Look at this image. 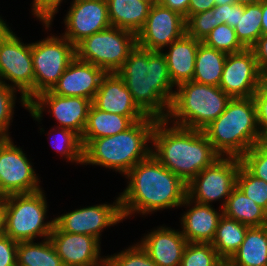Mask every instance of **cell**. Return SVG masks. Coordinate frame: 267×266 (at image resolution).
Returning a JSON list of instances; mask_svg holds the SVG:
<instances>
[{
  "mask_svg": "<svg viewBox=\"0 0 267 266\" xmlns=\"http://www.w3.org/2000/svg\"><path fill=\"white\" fill-rule=\"evenodd\" d=\"M124 177L128 179L126 188L118 193L124 221L137 214L179 208L187 197V184L152 155Z\"/></svg>",
  "mask_w": 267,
  "mask_h": 266,
  "instance_id": "cell-1",
  "label": "cell"
},
{
  "mask_svg": "<svg viewBox=\"0 0 267 266\" xmlns=\"http://www.w3.org/2000/svg\"><path fill=\"white\" fill-rule=\"evenodd\" d=\"M117 74L124 80L135 103L148 116L167 117L176 86L172 83L162 52L136 45Z\"/></svg>",
  "mask_w": 267,
  "mask_h": 266,
  "instance_id": "cell-2",
  "label": "cell"
},
{
  "mask_svg": "<svg viewBox=\"0 0 267 266\" xmlns=\"http://www.w3.org/2000/svg\"><path fill=\"white\" fill-rule=\"evenodd\" d=\"M151 155L188 184L221 156L203 131L158 119L152 132Z\"/></svg>",
  "mask_w": 267,
  "mask_h": 266,
  "instance_id": "cell-3",
  "label": "cell"
},
{
  "mask_svg": "<svg viewBox=\"0 0 267 266\" xmlns=\"http://www.w3.org/2000/svg\"><path fill=\"white\" fill-rule=\"evenodd\" d=\"M157 120L148 116L118 134L81 140L82 165L102 166L125 176L137 163L151 155L152 132Z\"/></svg>",
  "mask_w": 267,
  "mask_h": 266,
  "instance_id": "cell-4",
  "label": "cell"
},
{
  "mask_svg": "<svg viewBox=\"0 0 267 266\" xmlns=\"http://www.w3.org/2000/svg\"><path fill=\"white\" fill-rule=\"evenodd\" d=\"M202 131L221 157L241 158L261 142L253 97L231 98L226 109Z\"/></svg>",
  "mask_w": 267,
  "mask_h": 266,
  "instance_id": "cell-5",
  "label": "cell"
},
{
  "mask_svg": "<svg viewBox=\"0 0 267 266\" xmlns=\"http://www.w3.org/2000/svg\"><path fill=\"white\" fill-rule=\"evenodd\" d=\"M169 113V123L188 129L203 130L225 109L231 97L219 86L193 80L176 86Z\"/></svg>",
  "mask_w": 267,
  "mask_h": 266,
  "instance_id": "cell-6",
  "label": "cell"
},
{
  "mask_svg": "<svg viewBox=\"0 0 267 266\" xmlns=\"http://www.w3.org/2000/svg\"><path fill=\"white\" fill-rule=\"evenodd\" d=\"M44 190L29 194H12L0 198L5 214V235L16 242L49 238L55 218L48 219V202ZM46 221V222H45Z\"/></svg>",
  "mask_w": 267,
  "mask_h": 266,
  "instance_id": "cell-7",
  "label": "cell"
},
{
  "mask_svg": "<svg viewBox=\"0 0 267 266\" xmlns=\"http://www.w3.org/2000/svg\"><path fill=\"white\" fill-rule=\"evenodd\" d=\"M0 82L16 89L21 95L18 102L29 109L34 99L32 43L22 42L7 22L0 28Z\"/></svg>",
  "mask_w": 267,
  "mask_h": 266,
  "instance_id": "cell-8",
  "label": "cell"
},
{
  "mask_svg": "<svg viewBox=\"0 0 267 266\" xmlns=\"http://www.w3.org/2000/svg\"><path fill=\"white\" fill-rule=\"evenodd\" d=\"M136 34L111 26L84 38L75 46L76 57L100 67L105 73H117L136 47Z\"/></svg>",
  "mask_w": 267,
  "mask_h": 266,
  "instance_id": "cell-9",
  "label": "cell"
},
{
  "mask_svg": "<svg viewBox=\"0 0 267 266\" xmlns=\"http://www.w3.org/2000/svg\"><path fill=\"white\" fill-rule=\"evenodd\" d=\"M75 57V46L62 34L50 33L43 40L32 42L34 98L52 90Z\"/></svg>",
  "mask_w": 267,
  "mask_h": 266,
  "instance_id": "cell-10",
  "label": "cell"
},
{
  "mask_svg": "<svg viewBox=\"0 0 267 266\" xmlns=\"http://www.w3.org/2000/svg\"><path fill=\"white\" fill-rule=\"evenodd\" d=\"M240 165L241 160L238 157H220L187 184V197L207 205L221 201L219 207L223 208L236 187Z\"/></svg>",
  "mask_w": 267,
  "mask_h": 266,
  "instance_id": "cell-11",
  "label": "cell"
},
{
  "mask_svg": "<svg viewBox=\"0 0 267 266\" xmlns=\"http://www.w3.org/2000/svg\"><path fill=\"white\" fill-rule=\"evenodd\" d=\"M12 140L0 139V198L44 189L31 159Z\"/></svg>",
  "mask_w": 267,
  "mask_h": 266,
  "instance_id": "cell-12",
  "label": "cell"
},
{
  "mask_svg": "<svg viewBox=\"0 0 267 266\" xmlns=\"http://www.w3.org/2000/svg\"><path fill=\"white\" fill-rule=\"evenodd\" d=\"M91 105L87 98L60 96L49 90L36 96L29 103L28 111L33 120L41 123L43 112L48 110L59 124L56 127L70 129L81 137Z\"/></svg>",
  "mask_w": 267,
  "mask_h": 266,
  "instance_id": "cell-13",
  "label": "cell"
},
{
  "mask_svg": "<svg viewBox=\"0 0 267 266\" xmlns=\"http://www.w3.org/2000/svg\"><path fill=\"white\" fill-rule=\"evenodd\" d=\"M55 224L66 233L91 235L101 240L104 229L123 222L120 197L113 203H101L87 207H79L58 215Z\"/></svg>",
  "mask_w": 267,
  "mask_h": 266,
  "instance_id": "cell-14",
  "label": "cell"
},
{
  "mask_svg": "<svg viewBox=\"0 0 267 266\" xmlns=\"http://www.w3.org/2000/svg\"><path fill=\"white\" fill-rule=\"evenodd\" d=\"M186 19L164 7L160 2L151 6L143 28L136 34L137 46L162 52L173 41L185 35Z\"/></svg>",
  "mask_w": 267,
  "mask_h": 266,
  "instance_id": "cell-15",
  "label": "cell"
},
{
  "mask_svg": "<svg viewBox=\"0 0 267 266\" xmlns=\"http://www.w3.org/2000/svg\"><path fill=\"white\" fill-rule=\"evenodd\" d=\"M263 78L253 51L244 49L227 55L219 87L231 98H249Z\"/></svg>",
  "mask_w": 267,
  "mask_h": 266,
  "instance_id": "cell-16",
  "label": "cell"
},
{
  "mask_svg": "<svg viewBox=\"0 0 267 266\" xmlns=\"http://www.w3.org/2000/svg\"><path fill=\"white\" fill-rule=\"evenodd\" d=\"M63 17L62 35L74 46L84 38L111 27L106 0H72Z\"/></svg>",
  "mask_w": 267,
  "mask_h": 266,
  "instance_id": "cell-17",
  "label": "cell"
},
{
  "mask_svg": "<svg viewBox=\"0 0 267 266\" xmlns=\"http://www.w3.org/2000/svg\"><path fill=\"white\" fill-rule=\"evenodd\" d=\"M64 266H103L101 241L91 235L63 232L56 224L49 236ZM101 255V256H100Z\"/></svg>",
  "mask_w": 267,
  "mask_h": 266,
  "instance_id": "cell-18",
  "label": "cell"
},
{
  "mask_svg": "<svg viewBox=\"0 0 267 266\" xmlns=\"http://www.w3.org/2000/svg\"><path fill=\"white\" fill-rule=\"evenodd\" d=\"M105 74L100 67L75 57L51 91L60 96L83 97L93 101Z\"/></svg>",
  "mask_w": 267,
  "mask_h": 266,
  "instance_id": "cell-19",
  "label": "cell"
},
{
  "mask_svg": "<svg viewBox=\"0 0 267 266\" xmlns=\"http://www.w3.org/2000/svg\"><path fill=\"white\" fill-rule=\"evenodd\" d=\"M163 226L137 241L157 266H180L187 240L181 230Z\"/></svg>",
  "mask_w": 267,
  "mask_h": 266,
  "instance_id": "cell-20",
  "label": "cell"
},
{
  "mask_svg": "<svg viewBox=\"0 0 267 266\" xmlns=\"http://www.w3.org/2000/svg\"><path fill=\"white\" fill-rule=\"evenodd\" d=\"M194 205V206H193ZM189 208L180 216L181 233L187 242L211 243L215 237L223 209L214 205L200 204L188 197L181 207Z\"/></svg>",
  "mask_w": 267,
  "mask_h": 266,
  "instance_id": "cell-21",
  "label": "cell"
},
{
  "mask_svg": "<svg viewBox=\"0 0 267 266\" xmlns=\"http://www.w3.org/2000/svg\"><path fill=\"white\" fill-rule=\"evenodd\" d=\"M92 104L109 113L127 117H148L135 103L124 80L117 73H106L102 77Z\"/></svg>",
  "mask_w": 267,
  "mask_h": 266,
  "instance_id": "cell-22",
  "label": "cell"
},
{
  "mask_svg": "<svg viewBox=\"0 0 267 266\" xmlns=\"http://www.w3.org/2000/svg\"><path fill=\"white\" fill-rule=\"evenodd\" d=\"M200 42L185 34L162 51L166 57L170 78L175 86L193 79Z\"/></svg>",
  "mask_w": 267,
  "mask_h": 266,
  "instance_id": "cell-23",
  "label": "cell"
},
{
  "mask_svg": "<svg viewBox=\"0 0 267 266\" xmlns=\"http://www.w3.org/2000/svg\"><path fill=\"white\" fill-rule=\"evenodd\" d=\"M146 117H127L115 113H109L90 106L85 129L81 140H93L118 134L130 128L135 122Z\"/></svg>",
  "mask_w": 267,
  "mask_h": 266,
  "instance_id": "cell-24",
  "label": "cell"
},
{
  "mask_svg": "<svg viewBox=\"0 0 267 266\" xmlns=\"http://www.w3.org/2000/svg\"><path fill=\"white\" fill-rule=\"evenodd\" d=\"M111 26L137 34L145 25L151 5L141 0H106Z\"/></svg>",
  "mask_w": 267,
  "mask_h": 266,
  "instance_id": "cell-25",
  "label": "cell"
},
{
  "mask_svg": "<svg viewBox=\"0 0 267 266\" xmlns=\"http://www.w3.org/2000/svg\"><path fill=\"white\" fill-rule=\"evenodd\" d=\"M227 263L230 266H267V225L249 227L244 241Z\"/></svg>",
  "mask_w": 267,
  "mask_h": 266,
  "instance_id": "cell-26",
  "label": "cell"
},
{
  "mask_svg": "<svg viewBox=\"0 0 267 266\" xmlns=\"http://www.w3.org/2000/svg\"><path fill=\"white\" fill-rule=\"evenodd\" d=\"M222 209L224 216L249 227L267 225V211L246 197L237 186Z\"/></svg>",
  "mask_w": 267,
  "mask_h": 266,
  "instance_id": "cell-27",
  "label": "cell"
},
{
  "mask_svg": "<svg viewBox=\"0 0 267 266\" xmlns=\"http://www.w3.org/2000/svg\"><path fill=\"white\" fill-rule=\"evenodd\" d=\"M227 53L200 42L197 49L193 81L219 86Z\"/></svg>",
  "mask_w": 267,
  "mask_h": 266,
  "instance_id": "cell-28",
  "label": "cell"
},
{
  "mask_svg": "<svg viewBox=\"0 0 267 266\" xmlns=\"http://www.w3.org/2000/svg\"><path fill=\"white\" fill-rule=\"evenodd\" d=\"M17 266H64L49 238L17 244Z\"/></svg>",
  "mask_w": 267,
  "mask_h": 266,
  "instance_id": "cell-29",
  "label": "cell"
},
{
  "mask_svg": "<svg viewBox=\"0 0 267 266\" xmlns=\"http://www.w3.org/2000/svg\"><path fill=\"white\" fill-rule=\"evenodd\" d=\"M248 228L249 226L224 215L220 218L211 244L225 262L239 249Z\"/></svg>",
  "mask_w": 267,
  "mask_h": 266,
  "instance_id": "cell-30",
  "label": "cell"
},
{
  "mask_svg": "<svg viewBox=\"0 0 267 266\" xmlns=\"http://www.w3.org/2000/svg\"><path fill=\"white\" fill-rule=\"evenodd\" d=\"M262 1L257 4H239V19L235 29L236 37L245 49H250L262 36Z\"/></svg>",
  "mask_w": 267,
  "mask_h": 266,
  "instance_id": "cell-31",
  "label": "cell"
},
{
  "mask_svg": "<svg viewBox=\"0 0 267 266\" xmlns=\"http://www.w3.org/2000/svg\"><path fill=\"white\" fill-rule=\"evenodd\" d=\"M51 137V145L57 153H59L64 160L71 163L82 165L83 161V146L80 136L74 131L66 128L52 127L49 132ZM53 141V142H52Z\"/></svg>",
  "mask_w": 267,
  "mask_h": 266,
  "instance_id": "cell-32",
  "label": "cell"
},
{
  "mask_svg": "<svg viewBox=\"0 0 267 266\" xmlns=\"http://www.w3.org/2000/svg\"><path fill=\"white\" fill-rule=\"evenodd\" d=\"M223 263L211 243L188 242L180 266H221Z\"/></svg>",
  "mask_w": 267,
  "mask_h": 266,
  "instance_id": "cell-33",
  "label": "cell"
},
{
  "mask_svg": "<svg viewBox=\"0 0 267 266\" xmlns=\"http://www.w3.org/2000/svg\"><path fill=\"white\" fill-rule=\"evenodd\" d=\"M236 186L246 197L267 211V183L253 176L242 164L237 174Z\"/></svg>",
  "mask_w": 267,
  "mask_h": 266,
  "instance_id": "cell-34",
  "label": "cell"
},
{
  "mask_svg": "<svg viewBox=\"0 0 267 266\" xmlns=\"http://www.w3.org/2000/svg\"><path fill=\"white\" fill-rule=\"evenodd\" d=\"M202 42L227 54L238 53L245 49L238 41L235 29L228 24L216 26Z\"/></svg>",
  "mask_w": 267,
  "mask_h": 266,
  "instance_id": "cell-35",
  "label": "cell"
},
{
  "mask_svg": "<svg viewBox=\"0 0 267 266\" xmlns=\"http://www.w3.org/2000/svg\"><path fill=\"white\" fill-rule=\"evenodd\" d=\"M126 248L113 255H107L106 264L108 266H157L138 242Z\"/></svg>",
  "mask_w": 267,
  "mask_h": 266,
  "instance_id": "cell-36",
  "label": "cell"
},
{
  "mask_svg": "<svg viewBox=\"0 0 267 266\" xmlns=\"http://www.w3.org/2000/svg\"><path fill=\"white\" fill-rule=\"evenodd\" d=\"M18 91L0 82V139H10L9 132L13 122Z\"/></svg>",
  "mask_w": 267,
  "mask_h": 266,
  "instance_id": "cell-37",
  "label": "cell"
},
{
  "mask_svg": "<svg viewBox=\"0 0 267 266\" xmlns=\"http://www.w3.org/2000/svg\"><path fill=\"white\" fill-rule=\"evenodd\" d=\"M185 19V34L201 42L216 26H218L216 9L187 16Z\"/></svg>",
  "mask_w": 267,
  "mask_h": 266,
  "instance_id": "cell-38",
  "label": "cell"
},
{
  "mask_svg": "<svg viewBox=\"0 0 267 266\" xmlns=\"http://www.w3.org/2000/svg\"><path fill=\"white\" fill-rule=\"evenodd\" d=\"M240 160L253 176L267 183V143L260 142L254 145Z\"/></svg>",
  "mask_w": 267,
  "mask_h": 266,
  "instance_id": "cell-39",
  "label": "cell"
},
{
  "mask_svg": "<svg viewBox=\"0 0 267 266\" xmlns=\"http://www.w3.org/2000/svg\"><path fill=\"white\" fill-rule=\"evenodd\" d=\"M253 99L256 106L257 125L260 140L267 143V77H264L258 86Z\"/></svg>",
  "mask_w": 267,
  "mask_h": 266,
  "instance_id": "cell-40",
  "label": "cell"
},
{
  "mask_svg": "<svg viewBox=\"0 0 267 266\" xmlns=\"http://www.w3.org/2000/svg\"><path fill=\"white\" fill-rule=\"evenodd\" d=\"M31 11L32 15L35 16L39 22L42 23L45 30L51 29L53 20L55 19L56 13L59 11V7L63 0H32Z\"/></svg>",
  "mask_w": 267,
  "mask_h": 266,
  "instance_id": "cell-41",
  "label": "cell"
},
{
  "mask_svg": "<svg viewBox=\"0 0 267 266\" xmlns=\"http://www.w3.org/2000/svg\"><path fill=\"white\" fill-rule=\"evenodd\" d=\"M17 244L7 235L0 237V266H17Z\"/></svg>",
  "mask_w": 267,
  "mask_h": 266,
  "instance_id": "cell-42",
  "label": "cell"
},
{
  "mask_svg": "<svg viewBox=\"0 0 267 266\" xmlns=\"http://www.w3.org/2000/svg\"><path fill=\"white\" fill-rule=\"evenodd\" d=\"M218 25L228 24L235 28L239 19V4L215 5Z\"/></svg>",
  "mask_w": 267,
  "mask_h": 266,
  "instance_id": "cell-43",
  "label": "cell"
},
{
  "mask_svg": "<svg viewBox=\"0 0 267 266\" xmlns=\"http://www.w3.org/2000/svg\"><path fill=\"white\" fill-rule=\"evenodd\" d=\"M250 49L254 53L259 70L267 77V35H262Z\"/></svg>",
  "mask_w": 267,
  "mask_h": 266,
  "instance_id": "cell-44",
  "label": "cell"
},
{
  "mask_svg": "<svg viewBox=\"0 0 267 266\" xmlns=\"http://www.w3.org/2000/svg\"><path fill=\"white\" fill-rule=\"evenodd\" d=\"M159 2L164 7L181 14L185 18L188 16V7L190 0H159Z\"/></svg>",
  "mask_w": 267,
  "mask_h": 266,
  "instance_id": "cell-45",
  "label": "cell"
},
{
  "mask_svg": "<svg viewBox=\"0 0 267 266\" xmlns=\"http://www.w3.org/2000/svg\"><path fill=\"white\" fill-rule=\"evenodd\" d=\"M215 7V0H190L188 16L211 10Z\"/></svg>",
  "mask_w": 267,
  "mask_h": 266,
  "instance_id": "cell-46",
  "label": "cell"
},
{
  "mask_svg": "<svg viewBox=\"0 0 267 266\" xmlns=\"http://www.w3.org/2000/svg\"><path fill=\"white\" fill-rule=\"evenodd\" d=\"M262 35H267V0H262Z\"/></svg>",
  "mask_w": 267,
  "mask_h": 266,
  "instance_id": "cell-47",
  "label": "cell"
},
{
  "mask_svg": "<svg viewBox=\"0 0 267 266\" xmlns=\"http://www.w3.org/2000/svg\"><path fill=\"white\" fill-rule=\"evenodd\" d=\"M5 235V214L2 201L0 199V237Z\"/></svg>",
  "mask_w": 267,
  "mask_h": 266,
  "instance_id": "cell-48",
  "label": "cell"
},
{
  "mask_svg": "<svg viewBox=\"0 0 267 266\" xmlns=\"http://www.w3.org/2000/svg\"><path fill=\"white\" fill-rule=\"evenodd\" d=\"M236 4L249 5V4H257L262 0H235Z\"/></svg>",
  "mask_w": 267,
  "mask_h": 266,
  "instance_id": "cell-49",
  "label": "cell"
},
{
  "mask_svg": "<svg viewBox=\"0 0 267 266\" xmlns=\"http://www.w3.org/2000/svg\"><path fill=\"white\" fill-rule=\"evenodd\" d=\"M236 4L235 0H215V5Z\"/></svg>",
  "mask_w": 267,
  "mask_h": 266,
  "instance_id": "cell-50",
  "label": "cell"
},
{
  "mask_svg": "<svg viewBox=\"0 0 267 266\" xmlns=\"http://www.w3.org/2000/svg\"><path fill=\"white\" fill-rule=\"evenodd\" d=\"M141 1L149 3L151 6L154 5V4L159 3V0H141Z\"/></svg>",
  "mask_w": 267,
  "mask_h": 266,
  "instance_id": "cell-51",
  "label": "cell"
},
{
  "mask_svg": "<svg viewBox=\"0 0 267 266\" xmlns=\"http://www.w3.org/2000/svg\"><path fill=\"white\" fill-rule=\"evenodd\" d=\"M6 23V21H4V19L1 17L0 15V28Z\"/></svg>",
  "mask_w": 267,
  "mask_h": 266,
  "instance_id": "cell-52",
  "label": "cell"
},
{
  "mask_svg": "<svg viewBox=\"0 0 267 266\" xmlns=\"http://www.w3.org/2000/svg\"><path fill=\"white\" fill-rule=\"evenodd\" d=\"M221 266H230V265L227 262H225Z\"/></svg>",
  "mask_w": 267,
  "mask_h": 266,
  "instance_id": "cell-53",
  "label": "cell"
}]
</instances>
